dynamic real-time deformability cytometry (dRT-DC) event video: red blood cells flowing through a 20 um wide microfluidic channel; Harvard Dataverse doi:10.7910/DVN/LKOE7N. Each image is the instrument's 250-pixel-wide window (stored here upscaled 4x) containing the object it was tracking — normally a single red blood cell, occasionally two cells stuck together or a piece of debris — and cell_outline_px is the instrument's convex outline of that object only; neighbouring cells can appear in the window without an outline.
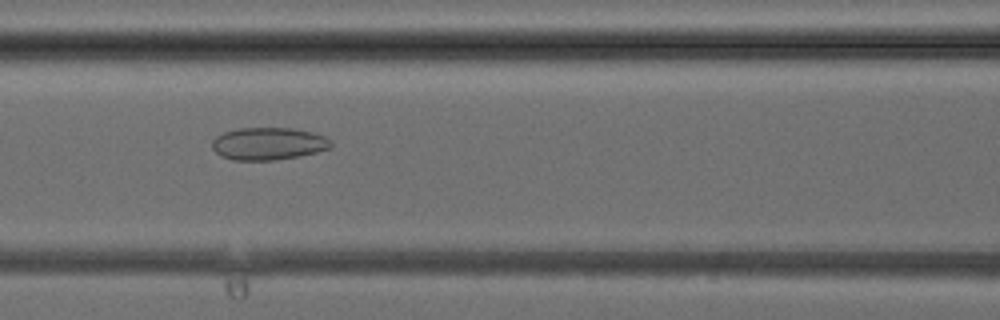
{"species": "common noctule bat (a hibernating species)", "species_latin": "Nyctalus noctula", "temperature_condition": "cold", "stored_images_in_passage": 39, "camera_frame_rate_fps": 3000, "um_per_image_px": 0.085, "animal": {"sex": "female", "body_mass_g": 24.6, "forearm_length_mm": 56.2}, "frame": {"image": 1, "passage_image": 17, "time_ms": 5.333, "image_size_px": [1000, 320], "cell_outline_px": [[332, 148], [300, 156], [272, 160], [232, 160], [220, 156], [212, 148], [212, 140], [216, 136], [224, 132], [240, 128], [292, 128], [312, 132], [324, 136], [332, 140]], "centroid_in_image_um": [22.82, 12.21], "position_along_channel_um": 143.8, "area_um2": 22.6}}
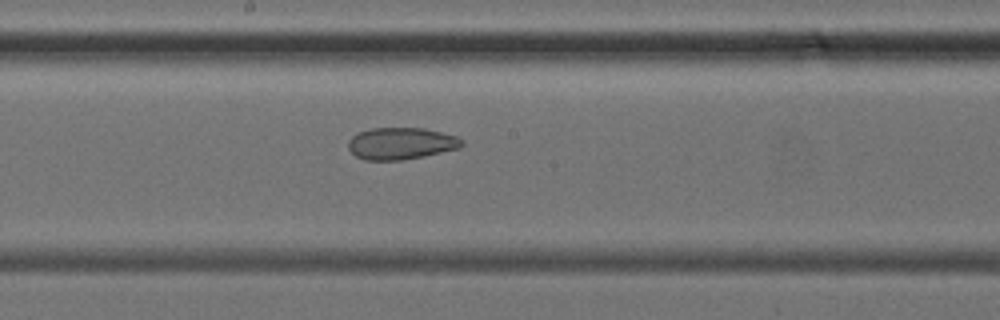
{"frame": {"image": 2, "passage_image": 21, "time_ms": 6.667, "image_size_px": [1000, 320], "cell_outline_px": [[464, 144], [460, 148], [424, 156], [400, 160], [364, 160], [356, 156], [348, 148], [348, 140], [356, 132], [372, 128], [424, 128], [456, 136], [464, 140]], "centroid_in_image_um": [34.07, 12.19], "position_along_channel_um": 214.1, "area_um2": 21.21}}
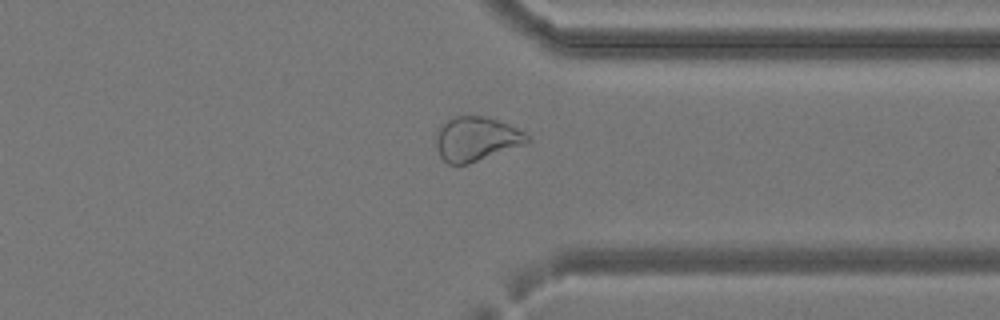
{"frame": {"image": 3, "passage_image": 30, "time_ms": 9.667, "image_size_px": [1000, 320], "cell_outline_px": [[532, 140], [524, 144], [468, 164], [448, 164], [440, 156], [436, 148], [436, 128], [440, 124], [456, 116], [488, 116], [508, 124], [524, 132]], "centroid_in_image_um": [40.44, 11.79], "position_along_channel_um": 371.0, "area_um2": 23.52}}